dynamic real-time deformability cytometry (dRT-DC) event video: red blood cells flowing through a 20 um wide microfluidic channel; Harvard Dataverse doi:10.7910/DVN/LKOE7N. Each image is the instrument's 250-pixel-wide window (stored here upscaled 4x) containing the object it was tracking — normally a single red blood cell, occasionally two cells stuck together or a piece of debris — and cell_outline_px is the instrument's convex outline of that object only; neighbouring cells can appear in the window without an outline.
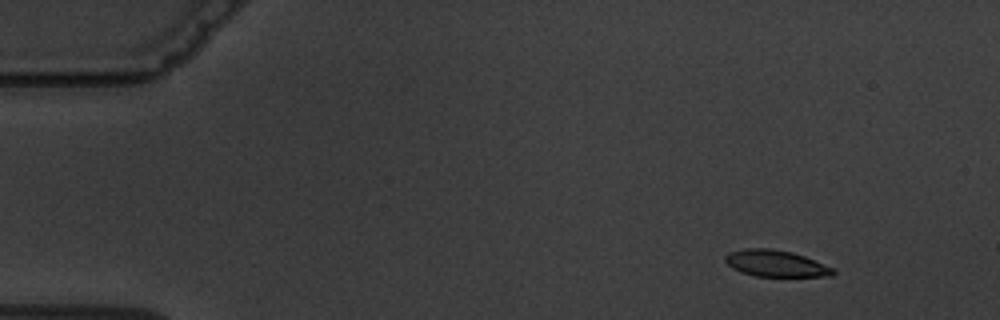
{"species": "common noctule bat (a hibernating species)", "species_latin": "Nyctalus noctula", "temperature_condition": "warm", "stored_images_in_passage": 4, "camera_frame_rate_fps": 3000, "um_per_image_px": 0.085, "animal": {"sex": "male", "body_mass_g": 19.5, "forearm_length_mm": 54.6}, "frame": {"image": 1, "passage_image": 1, "time_ms": 0.0, "image_size_px": [1000, 320], "cell_outline_px": [[836, 272], [832, 276], [756, 276], [740, 272], [732, 268], [724, 260], [724, 256], [728, 252], [744, 248], [772, 248], [792, 252], [804, 256], [836, 268]], "centroid_in_image_um": [65.94, 22.38], "position_along_channel_um": 19.1, "area_um2": 16.88}}
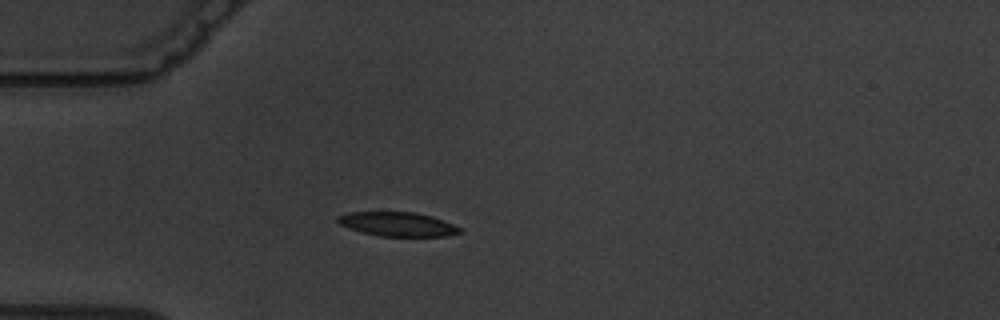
{"frame": {"image": 2, "passage_image": 4, "time_ms": 3.333, "image_size_px": [1000, 320], "cell_outline_px": [[460, 232], [448, 236], [380, 236], [364, 232], [340, 224], [336, 220], [336, 216], [348, 212], [412, 212], [432, 216], [452, 224], [460, 228]], "centroid_in_image_um": [33.78, 19.04], "position_along_channel_um": 51.2, "area_um2": 16.88}}